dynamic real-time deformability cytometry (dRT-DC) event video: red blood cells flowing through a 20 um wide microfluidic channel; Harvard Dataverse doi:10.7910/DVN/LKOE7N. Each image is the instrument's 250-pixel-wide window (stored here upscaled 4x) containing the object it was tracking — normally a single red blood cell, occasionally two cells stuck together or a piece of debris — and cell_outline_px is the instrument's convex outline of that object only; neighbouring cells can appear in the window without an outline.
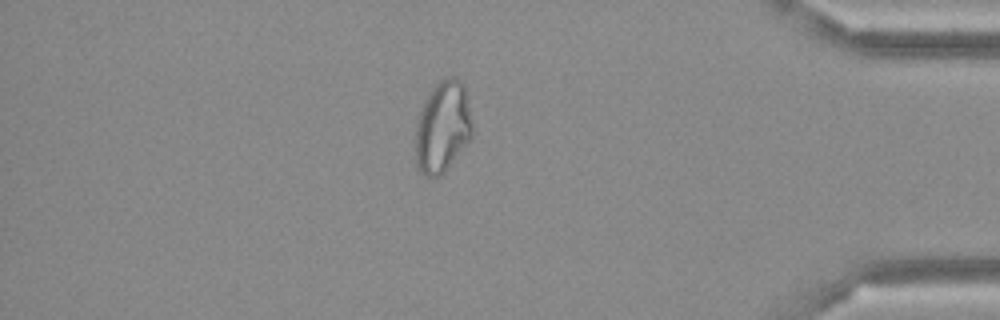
{"species": "Egyptian fruit bat (a non-hibernating species)", "species_latin": "Rousettus aegyptiacus", "temperature_condition": "cold", "stored_images_in_passage": 49, "camera_frame_rate_fps": 3000, "um_per_image_px": 0.085, "frame": {"image": 1, "passage_image": 42, "time_ms": 13.667, "image_size_px": [1000, 320], "cell_outline_px": [[472, 136], [444, 172], [440, 176], [432, 180], [424, 176], [420, 172], [416, 164], [416, 124], [424, 100], [432, 88], [444, 76], [456, 76], [464, 84], [472, 128]], "centroid_in_image_um": [37.6, 10.8], "position_along_channel_um": 397.6, "area_um2": 30.29}}